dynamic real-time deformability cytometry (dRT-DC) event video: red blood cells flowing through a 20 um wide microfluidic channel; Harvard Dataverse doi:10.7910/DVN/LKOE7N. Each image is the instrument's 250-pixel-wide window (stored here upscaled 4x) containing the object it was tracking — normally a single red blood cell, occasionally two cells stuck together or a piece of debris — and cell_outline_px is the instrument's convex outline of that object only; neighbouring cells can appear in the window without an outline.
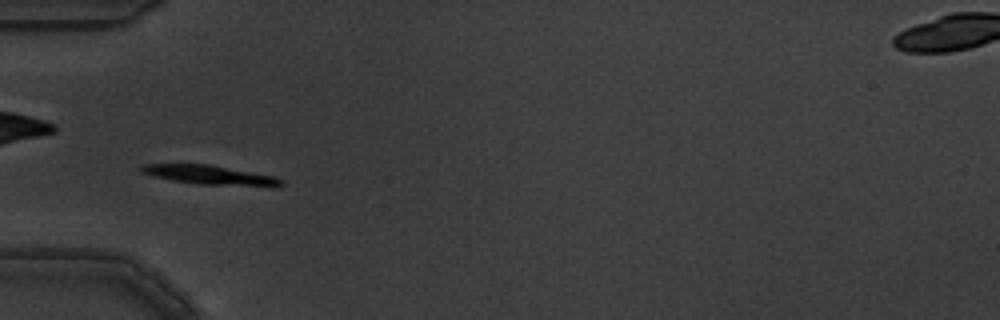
{"species": "common noctule bat (a hibernating species)", "species_latin": "Nyctalus noctula", "temperature_condition": "warm", "stored_images_in_passage": 8, "camera_frame_rate_fps": 3000, "um_per_image_px": 0.085, "animal": {"sex": "male", "body_mass_g": 19.5, "forearm_length_mm": 54.6}, "frame": {"image": 1, "passage_image": 5, "time_ms": 1.333, "image_size_px": [1000, 320], "cell_outline_px": [[284, 184], [280, 188], [272, 188], [196, 184], [172, 180], [152, 176], [144, 172], [140, 168], [144, 164], [212, 164], [276, 176], [284, 180]], "centroid_in_image_um": [18.06, 14.91], "position_along_channel_um": 66.9, "area_um2": 16.36}}
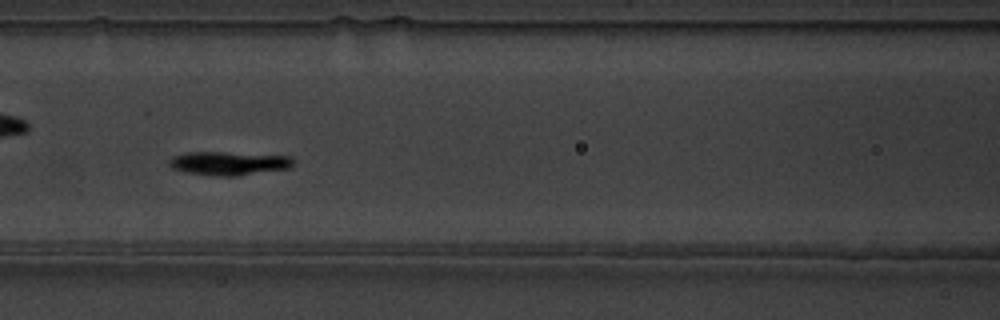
{"frame": {"image": 2, "passage_image": 7, "time_ms": 2.0, "image_size_px": [1000, 320], "cell_outline_px": [[296, 164], [292, 168], [236, 176], [216, 176], [188, 172], [172, 168], [168, 164], [168, 160], [172, 156], [188, 152], [220, 152], [292, 156], [296, 160]], "centroid_in_image_um": [19.52, 13.88], "position_along_channel_um": 147.1, "area_um2": 17.28}}
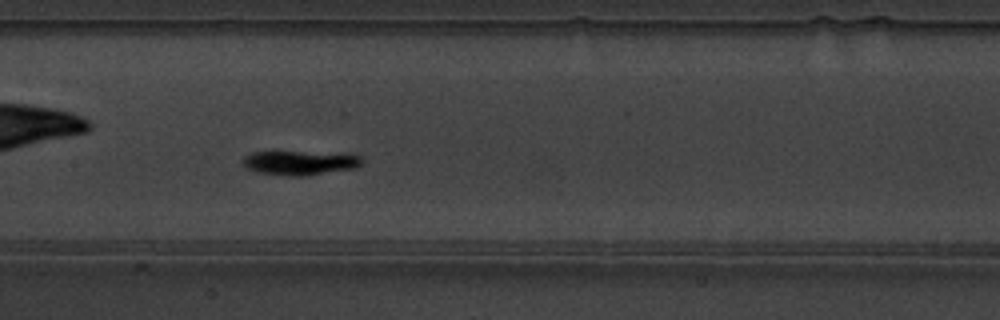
{"frame": {"image": 3, "passage_image": 8, "time_ms": 2.333, "image_size_px": [1000, 320], "cell_outline_px": [[364, 164], [356, 168], [308, 176], [288, 176], [256, 172], [240, 164], [240, 160], [244, 156], [252, 152], [272, 148], [344, 152], [364, 156]], "centroid_in_image_um": [25.51, 13.76], "position_along_channel_um": 181.9, "area_um2": 18.9}}